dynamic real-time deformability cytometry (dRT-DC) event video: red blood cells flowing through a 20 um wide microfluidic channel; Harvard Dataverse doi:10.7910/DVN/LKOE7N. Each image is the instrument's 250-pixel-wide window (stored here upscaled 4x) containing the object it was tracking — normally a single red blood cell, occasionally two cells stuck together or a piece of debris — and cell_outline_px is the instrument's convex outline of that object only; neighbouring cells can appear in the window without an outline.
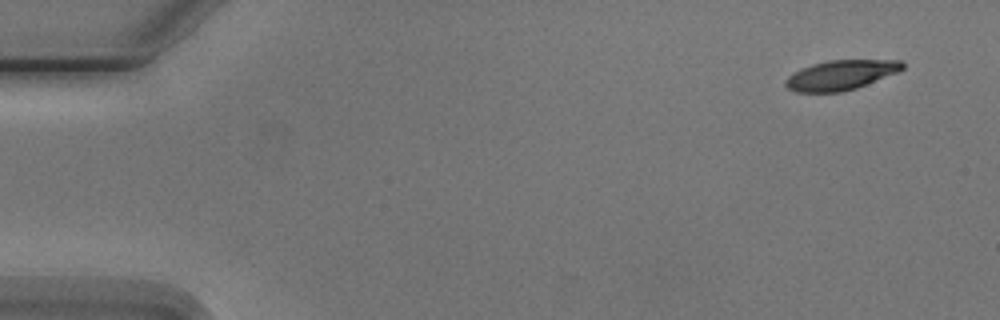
{"species": "Egyptian fruit bat (a non-hibernating species)", "species_latin": "Rousettus aegyptiacus", "temperature_condition": "cold", "stored_images_in_passage": 8, "camera_frame_rate_fps": 3000, "um_per_image_px": 0.085, "animal": {"sex": "male"}, "frame": {"image": 1, "passage_image": 1, "time_ms": 0.0, "image_size_px": [1000, 320], "cell_outline_px": [[904, 68], [896, 72], [856, 88], [840, 92], [796, 92], [788, 88], [784, 84], [784, 80], [788, 76], [800, 68], [812, 64], [828, 60], [904, 60]], "centroid_in_image_um": [71.43, 6.37], "position_along_channel_um": 13.6, "area_um2": 20.17}}
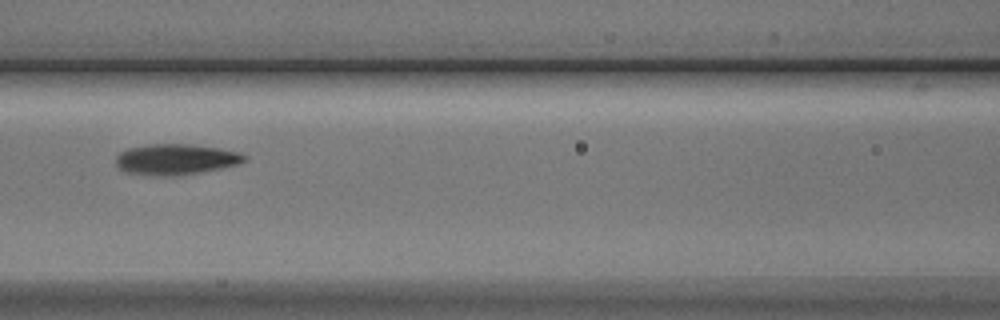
{"frame": {"image": 2, "passage_image": 7, "time_ms": 7.0, "image_size_px": [1000, 320], "cell_outline_px": [[248, 160], [236, 164], [220, 168], [200, 172], [176, 176], [152, 176], [124, 172], [116, 168], [116, 156], [120, 152], [128, 148], [152, 144], [192, 144], [240, 152], [248, 156]], "centroid_in_image_um": [14.91, 13.55], "position_along_channel_um": 151.7, "area_um2": 23.24}}
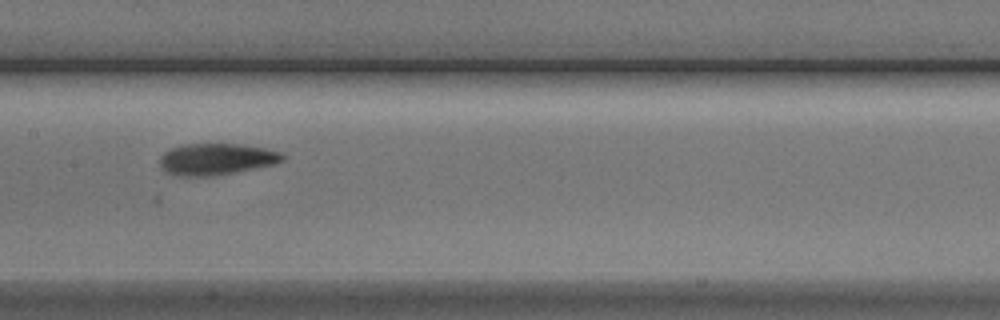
{"frame": {"image": 3, "passage_image": 8, "time_ms": 8.0, "image_size_px": [1000, 320], "cell_outline_px": [[284, 160], [276, 164], [216, 176], [176, 176], [164, 172], [160, 164], [160, 156], [164, 152], [180, 144], [236, 144], [264, 148], [284, 152]], "centroid_in_image_um": [18.39, 13.54], "position_along_channel_um": 189.0, "area_um2": 22.83}}